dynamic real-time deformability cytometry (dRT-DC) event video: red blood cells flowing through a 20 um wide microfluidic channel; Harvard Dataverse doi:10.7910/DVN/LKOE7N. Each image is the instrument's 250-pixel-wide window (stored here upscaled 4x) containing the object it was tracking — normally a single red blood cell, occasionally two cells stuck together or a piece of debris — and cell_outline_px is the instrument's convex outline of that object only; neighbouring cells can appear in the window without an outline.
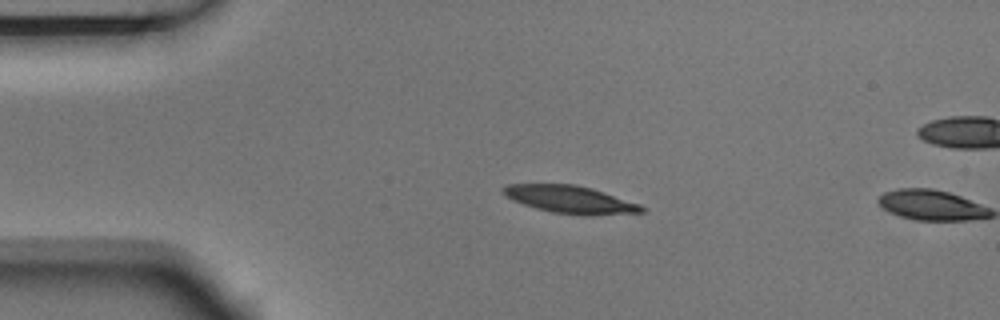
{"species": "Egyptian fruit bat (a non-hibernating species)", "species_latin": "Rousettus aegyptiacus", "temperature_condition": "room temperature", "stored_images_in_passage": 2, "camera_frame_rate_fps": 3000, "um_per_image_px": 0.085, "animal": {"sex": "male"}, "frame": {"image": 1, "passage_image": 1, "time_ms": 0.0, "image_size_px": [1000, 320], "cell_outline_px": [[648, 208], [644, 212], [592, 216], [584, 216], [552, 212], [536, 208], [512, 200], [504, 196], [500, 192], [500, 188], [508, 184], [576, 184], [592, 188], [640, 204]], "centroid_in_image_um": [48.47, 16.96], "position_along_channel_um": 36.5, "area_um2": 22.6}}